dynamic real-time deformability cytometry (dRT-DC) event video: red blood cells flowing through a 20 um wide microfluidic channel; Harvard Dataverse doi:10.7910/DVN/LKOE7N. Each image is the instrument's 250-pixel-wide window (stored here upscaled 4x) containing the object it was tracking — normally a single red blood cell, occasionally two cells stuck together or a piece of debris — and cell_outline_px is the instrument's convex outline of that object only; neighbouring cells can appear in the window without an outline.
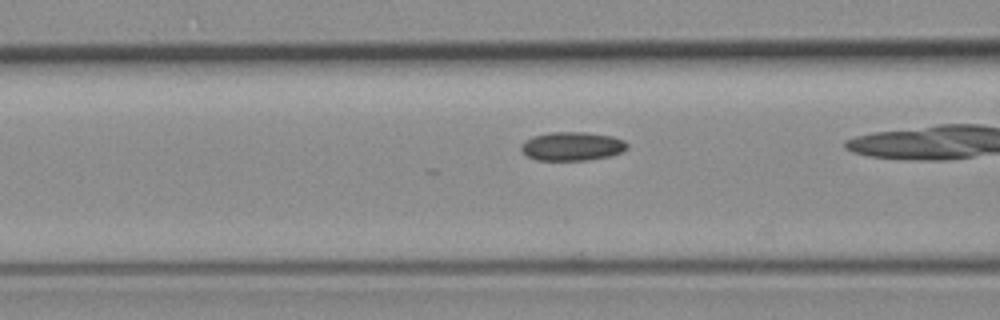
{"species": "common noctule bat (a hibernating species)", "species_latin": "Nyctalus noctula", "temperature_condition": "room temperature", "stored_images_in_passage": 34, "camera_frame_rate_fps": 3000, "um_per_image_px": 0.085, "animal": {"sex": "female", "body_mass_g": 19.3, "forearm_length_mm": 54.1}, "frame": {"image": 1, "passage_image": 13, "time_ms": 4.0, "image_size_px": [1000, 320], "cell_outline_px": [[628, 148], [624, 152], [608, 156], [588, 160], [536, 160], [528, 156], [520, 148], [520, 144], [524, 140], [532, 136], [548, 132], [584, 132], [612, 136], [624, 140], [628, 144]], "centroid_in_image_um": [48.63, 12.42], "position_along_channel_um": 118.0, "area_um2": 17.92}}
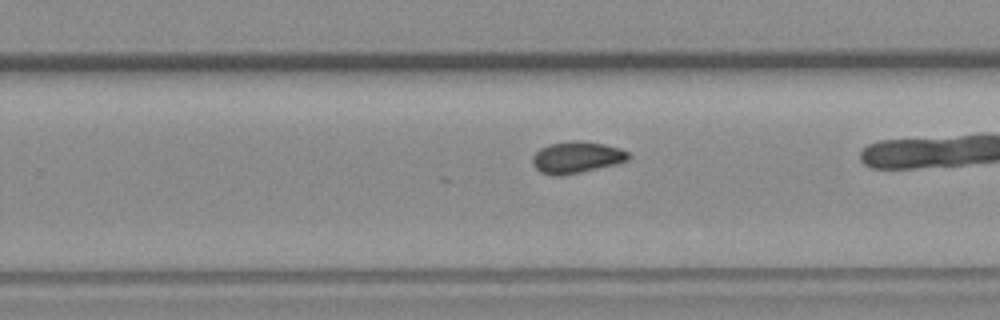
{"frame": {"image": 2, "passage_image": 26, "time_ms": 8.333, "image_size_px": [1000, 320], "cell_outline_px": [[632, 156], [628, 160], [616, 164], [580, 172], [560, 176], [552, 176], [540, 172], [532, 164], [532, 156], [540, 148], [548, 144], [580, 140], [604, 144], [620, 148], [628, 152]], "centroid_in_image_um": [49.01, 13.38], "position_along_channel_um": 280.8, "area_um2": 17.74}}
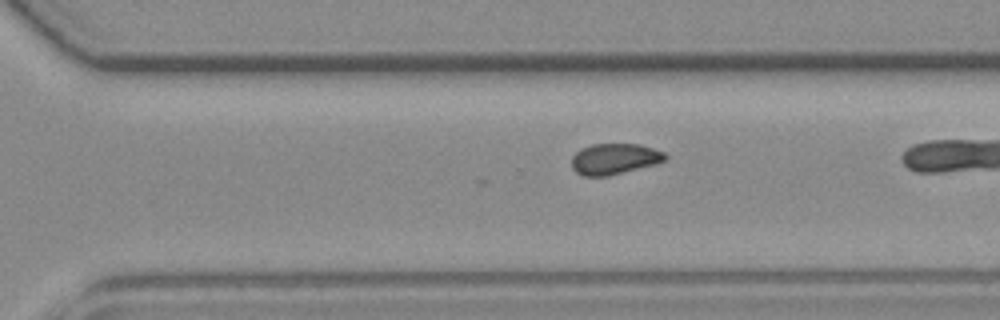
{"frame": {"image": 3, "passage_image": 29, "time_ms": 9.333, "image_size_px": [1000, 320], "cell_outline_px": [[668, 156], [664, 160], [656, 164], [608, 176], [584, 176], [576, 172], [572, 168], [572, 156], [580, 148], [592, 144], [640, 144], [664, 152]], "centroid_in_image_um": [52.21, 13.5], "position_along_channel_um": 318.4, "area_um2": 16.88}}